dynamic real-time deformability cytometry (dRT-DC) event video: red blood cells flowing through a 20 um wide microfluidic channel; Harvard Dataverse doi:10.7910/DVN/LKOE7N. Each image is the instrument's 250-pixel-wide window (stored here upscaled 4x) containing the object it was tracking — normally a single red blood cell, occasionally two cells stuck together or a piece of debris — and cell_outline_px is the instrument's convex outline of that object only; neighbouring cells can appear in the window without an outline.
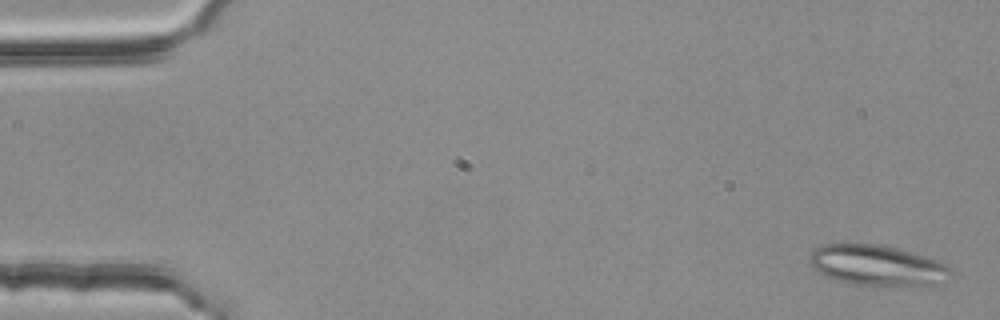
{"species": "common noctule bat (a hibernating species)", "species_latin": "Nyctalus noctula", "temperature_condition": "room temperature", "stored_images_in_passage": 3, "camera_frame_rate_fps": 3000, "um_per_image_px": 0.085, "animal": {"sex": "female", "body_mass_g": 25.1}, "frame": {"image": 1, "passage_image": 1, "time_ms": 0.0, "image_size_px": [1000, 320], "cell_outline_px": [[952, 272], [936, 284], [924, 288], [856, 284], [836, 280], [820, 272], [808, 260], [808, 256], [816, 248], [824, 244], [876, 244], [896, 248], [912, 252], [936, 260], [952, 268]], "centroid_in_image_um": [74.6, 22.58], "position_along_channel_um": 10.4, "area_um2": 33.35}}